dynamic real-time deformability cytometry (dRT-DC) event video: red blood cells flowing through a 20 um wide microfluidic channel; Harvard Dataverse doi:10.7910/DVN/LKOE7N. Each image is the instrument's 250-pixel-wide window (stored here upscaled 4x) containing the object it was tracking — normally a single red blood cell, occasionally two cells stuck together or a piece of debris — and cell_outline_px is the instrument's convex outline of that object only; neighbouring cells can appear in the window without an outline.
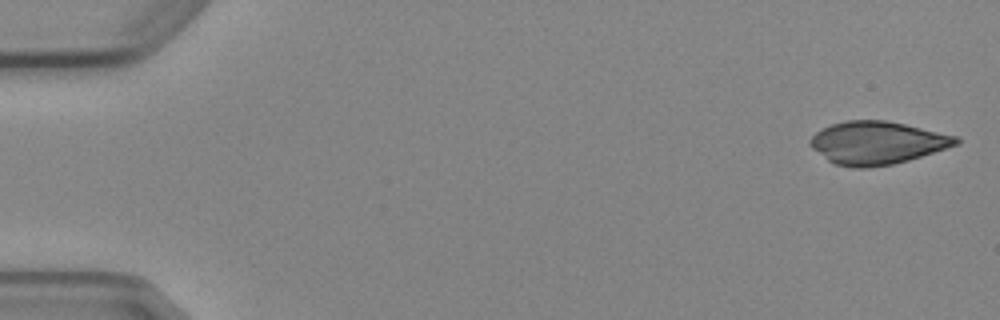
{"species": "Egyptian fruit bat (a non-hibernating species)", "species_latin": "Rousettus aegyptiacus", "temperature_condition": "cold", "stored_images_in_passage": 5, "camera_frame_rate_fps": 3000, "um_per_image_px": 0.085, "animal": {"sex": "female"}, "frame": {"image": 1, "passage_image": 1, "time_ms": 0.0, "image_size_px": [1000, 320], "cell_outline_px": [[960, 144], [908, 160], [892, 164], [868, 168], [852, 168], [836, 164], [828, 160], [812, 148], [808, 144], [808, 140], [816, 132], [832, 124], [848, 120], [884, 120], [904, 124], [960, 136]], "centroid_in_image_um": [74.57, 12.14], "position_along_channel_um": 10.4, "area_um2": 36.41}}